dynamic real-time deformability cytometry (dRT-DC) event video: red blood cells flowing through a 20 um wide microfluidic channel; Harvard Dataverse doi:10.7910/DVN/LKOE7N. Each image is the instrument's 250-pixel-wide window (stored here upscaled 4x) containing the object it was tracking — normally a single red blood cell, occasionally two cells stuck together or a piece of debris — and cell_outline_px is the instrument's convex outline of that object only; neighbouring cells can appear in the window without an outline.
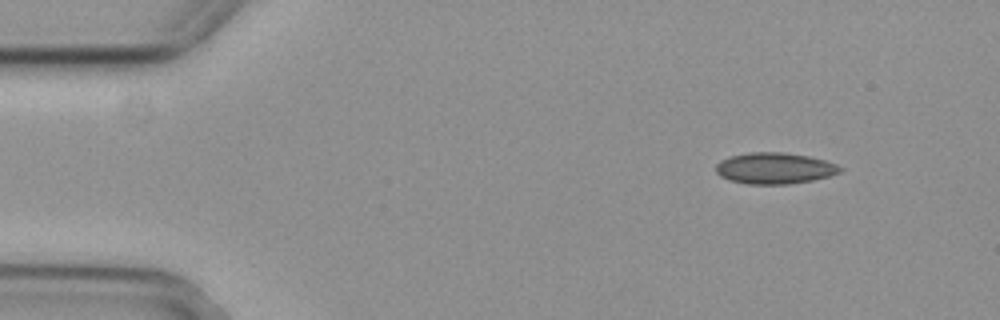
{"species": "common noctule bat (a hibernating species)", "species_latin": "Nyctalus noctula", "temperature_condition": "cold", "stored_images_in_passage": 7, "camera_frame_rate_fps": 3000, "um_per_image_px": 0.085, "animal": {"sex": "female", "body_mass_g": 29.2, "forearm_length_mm": 56.3}, "frame": {"image": 1, "passage_image": 1, "time_ms": 0.0, "image_size_px": [1000, 320], "cell_outline_px": [[844, 168], [840, 172], [828, 176], [812, 180], [788, 184], [748, 184], [728, 180], [720, 176], [716, 172], [716, 164], [720, 160], [732, 156], [748, 152], [784, 152], [808, 156], [824, 160], [836, 164]], "centroid_in_image_um": [65.82, 14.3], "position_along_channel_um": 19.2, "area_um2": 22.6}}
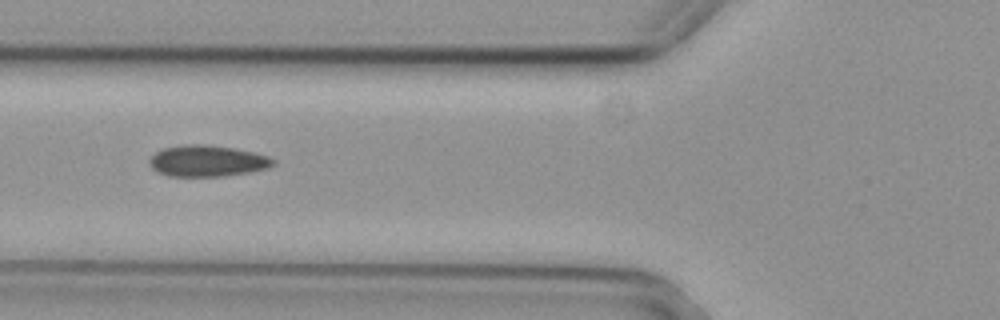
{"frame": {"image": 2, "passage_image": 5, "time_ms": 1.333, "image_size_px": [1000, 320], "cell_outline_px": [[276, 164], [268, 168], [248, 172], [224, 176], [168, 176], [156, 172], [148, 164], [148, 160], [156, 152], [164, 148], [188, 144], [204, 144], [232, 148], [252, 152], [268, 156], [276, 160]], "centroid_in_image_um": [17.6, 13.69], "position_along_channel_um": 108.2, "area_um2": 22.54}}
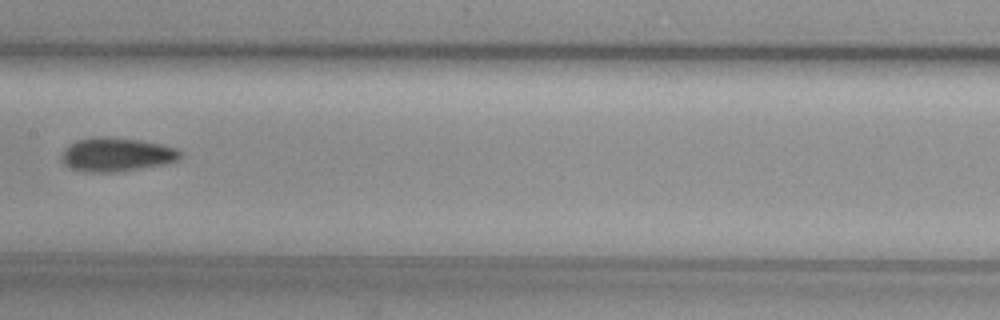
{"frame": {"image": 3, "passage_image": 7, "time_ms": 2.0, "image_size_px": [1000, 320], "cell_outline_px": [[184, 156], [180, 160], [168, 164], [120, 172], [84, 172], [68, 168], [60, 160], [60, 156], [64, 148], [76, 140], [92, 136], [108, 136], [140, 140], [160, 144], [176, 148], [184, 152]], "centroid_in_image_um": [9.92, 13.14], "position_along_channel_um": 197.5, "area_um2": 24.22}}